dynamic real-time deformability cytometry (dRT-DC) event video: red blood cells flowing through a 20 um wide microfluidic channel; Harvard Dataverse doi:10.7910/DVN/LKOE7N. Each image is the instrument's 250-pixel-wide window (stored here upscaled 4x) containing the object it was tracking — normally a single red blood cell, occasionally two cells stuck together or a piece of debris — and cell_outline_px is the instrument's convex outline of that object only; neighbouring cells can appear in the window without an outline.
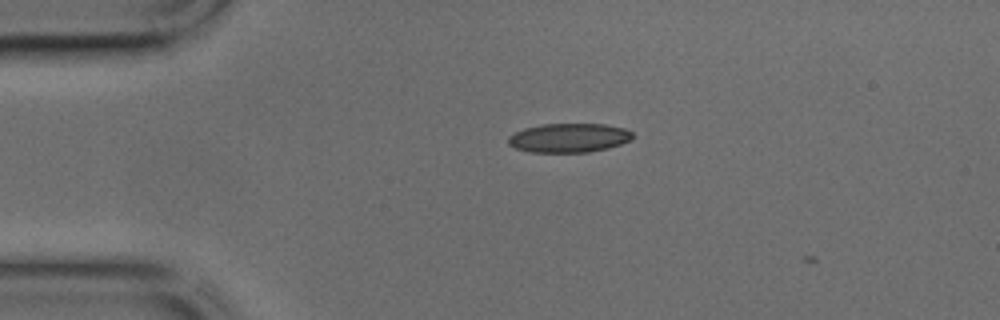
{"species": "common noctule bat (a hibernating species)", "species_latin": "Nyctalus noctula", "temperature_condition": "cold", "stored_images_in_passage": 2, "camera_frame_rate_fps": 3000, "um_per_image_px": 0.085, "animal": {"sex": "male", "body_mass_g": 17.9, "forearm_length_mm": 54.2}, "frame": {"image": 1, "passage_image": 1, "time_ms": 0.0, "image_size_px": [1000, 320], "cell_outline_px": [[636, 136], [632, 140], [608, 148], [588, 152], [532, 152], [516, 148], [508, 144], [508, 136], [524, 128], [544, 124], [604, 124], [624, 128], [632, 132]], "centroid_in_image_um": [48.39, 11.71], "position_along_channel_um": 36.6, "area_um2": 21.1}}